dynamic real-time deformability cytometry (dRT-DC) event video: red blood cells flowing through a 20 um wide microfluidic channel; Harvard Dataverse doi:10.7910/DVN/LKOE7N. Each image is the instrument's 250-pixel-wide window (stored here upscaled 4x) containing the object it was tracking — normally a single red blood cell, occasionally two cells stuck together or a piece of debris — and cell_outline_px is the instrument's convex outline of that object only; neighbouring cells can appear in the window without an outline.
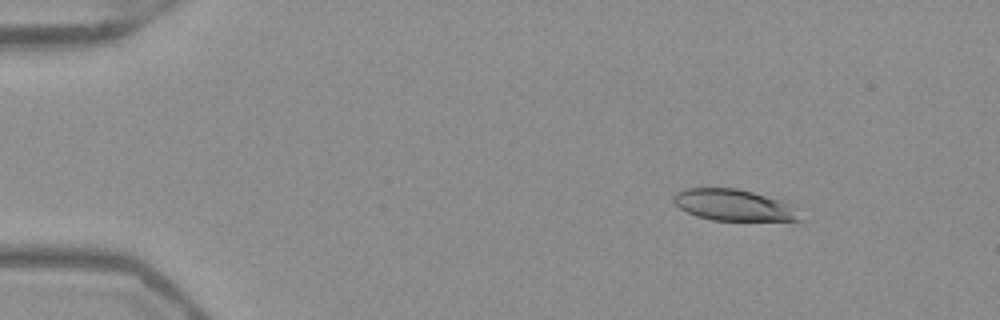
{"species": "Egyptian fruit bat (a non-hibernating species)", "species_latin": "Rousettus aegyptiacus", "temperature_condition": "warm", "stored_images_in_passage": 53, "camera_frame_rate_fps": 3000, "um_per_image_px": 0.085, "frame": {"image": 1, "passage_image": 8, "time_ms": 2.333, "image_size_px": [1000, 320], "cell_outline_px": [[804, 220], [712, 220], [696, 216], [680, 208], [672, 200], [672, 196], [676, 192], [684, 188], [736, 188], [752, 192], [780, 200], [804, 208]], "centroid_in_image_um": [62.47, 17.44], "position_along_channel_um": 22.5, "area_um2": 23.52}}
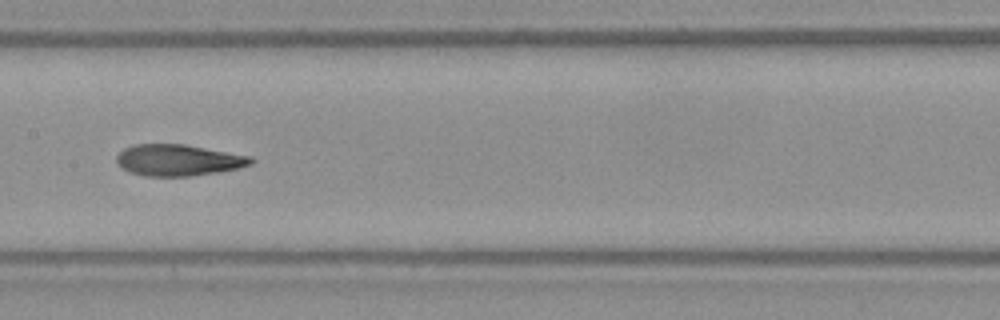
{"frame": {"image": 2, "passage_image": 28, "time_ms": 9.0, "image_size_px": [1000, 320], "cell_outline_px": [[256, 160], [252, 164], [240, 168], [220, 172], [188, 176], [144, 176], [132, 172], [124, 168], [116, 160], [116, 156], [124, 148], [132, 144], [184, 144], [252, 156]], "centroid_in_image_um": [15.21, 13.6], "position_along_channel_um": 192.2, "area_um2": 24.62}}
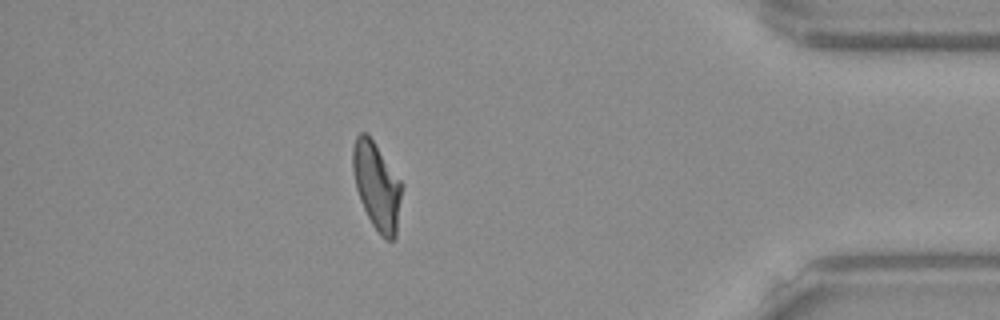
{"frame": {"image": 3, "passage_image": 47, "time_ms": 15.333, "image_size_px": [1000, 320], "cell_outline_px": [[404, 184], [396, 236], [392, 240], [384, 240], [372, 224], [360, 200], [356, 188], [352, 168], [352, 148], [356, 136], [360, 132], [364, 132], [372, 140]], "centroid_in_image_um": [32.05, 15.83], "position_along_channel_um": 403.2, "area_um2": 25.03}, "authors_computed_cell_mechanics": {"area_um2": 24.854, "velocity_mm_per_s": 3.9462, "shape_relaxation_time_tau1_ms": 7.966, "shape_relaxation_time_tau2_ms": 2.2046, "deformation_change_tau1": 0.2331, "deformation_change_tau2": 0.0822}}